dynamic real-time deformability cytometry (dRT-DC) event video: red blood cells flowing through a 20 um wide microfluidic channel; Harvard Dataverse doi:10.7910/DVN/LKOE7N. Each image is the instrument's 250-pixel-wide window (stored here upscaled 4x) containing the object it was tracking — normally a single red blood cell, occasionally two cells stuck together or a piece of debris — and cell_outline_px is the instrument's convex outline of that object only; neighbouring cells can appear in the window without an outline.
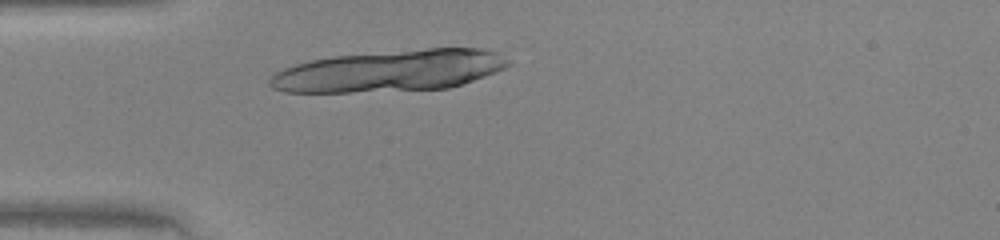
{"species": "human", "species_latin": "Homo sapiens", "temperature_condition": "warm", "stored_images_in_passage": 35, "camera_frame_rate_fps": 3000, "um_per_image_px": 0.085, "donor": {"sex": "female"}, "frame": {"image": 1, "passage_image": 6, "time_ms": 1.667, "image_size_px": [1000, 240], "cell_outline_px": [[512, 64], [496, 72], [448, 88], [352, 92], [284, 92], [272, 88], [268, 84], [268, 80], [276, 72], [284, 68], [296, 64], [312, 60], [332, 56], [428, 48], [480, 48], [496, 52], [512, 60]], "centroid_in_image_um": [33.14, 6.02], "position_along_channel_um": 51.9, "area_um2": 57.45}}